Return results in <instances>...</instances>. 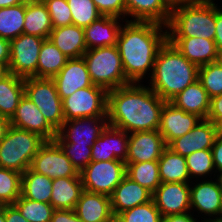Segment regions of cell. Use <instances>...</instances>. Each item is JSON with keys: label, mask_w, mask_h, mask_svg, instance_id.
<instances>
[{"label": "cell", "mask_w": 222, "mask_h": 222, "mask_svg": "<svg viewBox=\"0 0 222 222\" xmlns=\"http://www.w3.org/2000/svg\"><path fill=\"white\" fill-rule=\"evenodd\" d=\"M30 168L52 180L63 177H81L72 162L60 146L53 141H46L32 160Z\"/></svg>", "instance_id": "obj_12"}, {"label": "cell", "mask_w": 222, "mask_h": 222, "mask_svg": "<svg viewBox=\"0 0 222 222\" xmlns=\"http://www.w3.org/2000/svg\"><path fill=\"white\" fill-rule=\"evenodd\" d=\"M118 217L122 222H163V217L152 199L119 213Z\"/></svg>", "instance_id": "obj_40"}, {"label": "cell", "mask_w": 222, "mask_h": 222, "mask_svg": "<svg viewBox=\"0 0 222 222\" xmlns=\"http://www.w3.org/2000/svg\"><path fill=\"white\" fill-rule=\"evenodd\" d=\"M163 222H198L191 213L170 215L163 218Z\"/></svg>", "instance_id": "obj_51"}, {"label": "cell", "mask_w": 222, "mask_h": 222, "mask_svg": "<svg viewBox=\"0 0 222 222\" xmlns=\"http://www.w3.org/2000/svg\"><path fill=\"white\" fill-rule=\"evenodd\" d=\"M12 127L39 134L46 141H53L57 131L47 122L40 109L24 94L10 119Z\"/></svg>", "instance_id": "obj_16"}, {"label": "cell", "mask_w": 222, "mask_h": 222, "mask_svg": "<svg viewBox=\"0 0 222 222\" xmlns=\"http://www.w3.org/2000/svg\"><path fill=\"white\" fill-rule=\"evenodd\" d=\"M24 1L25 0H0V8L16 6Z\"/></svg>", "instance_id": "obj_54"}, {"label": "cell", "mask_w": 222, "mask_h": 222, "mask_svg": "<svg viewBox=\"0 0 222 222\" xmlns=\"http://www.w3.org/2000/svg\"><path fill=\"white\" fill-rule=\"evenodd\" d=\"M159 130L129 134L126 163L158 161L166 148Z\"/></svg>", "instance_id": "obj_15"}, {"label": "cell", "mask_w": 222, "mask_h": 222, "mask_svg": "<svg viewBox=\"0 0 222 222\" xmlns=\"http://www.w3.org/2000/svg\"><path fill=\"white\" fill-rule=\"evenodd\" d=\"M52 29L51 18L43 0H26L23 33L47 39Z\"/></svg>", "instance_id": "obj_29"}, {"label": "cell", "mask_w": 222, "mask_h": 222, "mask_svg": "<svg viewBox=\"0 0 222 222\" xmlns=\"http://www.w3.org/2000/svg\"><path fill=\"white\" fill-rule=\"evenodd\" d=\"M52 183L51 178L36 173L29 167L22 173L21 195L27 199L50 204Z\"/></svg>", "instance_id": "obj_32"}, {"label": "cell", "mask_w": 222, "mask_h": 222, "mask_svg": "<svg viewBox=\"0 0 222 222\" xmlns=\"http://www.w3.org/2000/svg\"><path fill=\"white\" fill-rule=\"evenodd\" d=\"M45 142L37 133L11 126L0 142V167L24 173Z\"/></svg>", "instance_id": "obj_6"}, {"label": "cell", "mask_w": 222, "mask_h": 222, "mask_svg": "<svg viewBox=\"0 0 222 222\" xmlns=\"http://www.w3.org/2000/svg\"><path fill=\"white\" fill-rule=\"evenodd\" d=\"M216 62L222 66V50H218Z\"/></svg>", "instance_id": "obj_58"}, {"label": "cell", "mask_w": 222, "mask_h": 222, "mask_svg": "<svg viewBox=\"0 0 222 222\" xmlns=\"http://www.w3.org/2000/svg\"><path fill=\"white\" fill-rule=\"evenodd\" d=\"M222 8H218L216 4V31H215V44L218 50H222Z\"/></svg>", "instance_id": "obj_49"}, {"label": "cell", "mask_w": 222, "mask_h": 222, "mask_svg": "<svg viewBox=\"0 0 222 222\" xmlns=\"http://www.w3.org/2000/svg\"><path fill=\"white\" fill-rule=\"evenodd\" d=\"M191 210L197 209L199 213L208 214V216L217 215V217L202 220L201 222L215 221L222 209V191L216 180H206L190 187ZM194 207V208H193Z\"/></svg>", "instance_id": "obj_20"}, {"label": "cell", "mask_w": 222, "mask_h": 222, "mask_svg": "<svg viewBox=\"0 0 222 222\" xmlns=\"http://www.w3.org/2000/svg\"><path fill=\"white\" fill-rule=\"evenodd\" d=\"M68 59L49 38L44 39L37 64V78H53L66 65Z\"/></svg>", "instance_id": "obj_33"}, {"label": "cell", "mask_w": 222, "mask_h": 222, "mask_svg": "<svg viewBox=\"0 0 222 222\" xmlns=\"http://www.w3.org/2000/svg\"><path fill=\"white\" fill-rule=\"evenodd\" d=\"M50 204L55 210H74L84 187L81 177H63L53 180Z\"/></svg>", "instance_id": "obj_28"}, {"label": "cell", "mask_w": 222, "mask_h": 222, "mask_svg": "<svg viewBox=\"0 0 222 222\" xmlns=\"http://www.w3.org/2000/svg\"><path fill=\"white\" fill-rule=\"evenodd\" d=\"M22 174L0 167V206L14 204L21 196Z\"/></svg>", "instance_id": "obj_36"}, {"label": "cell", "mask_w": 222, "mask_h": 222, "mask_svg": "<svg viewBox=\"0 0 222 222\" xmlns=\"http://www.w3.org/2000/svg\"><path fill=\"white\" fill-rule=\"evenodd\" d=\"M10 127V119L0 116V142L4 139Z\"/></svg>", "instance_id": "obj_53"}, {"label": "cell", "mask_w": 222, "mask_h": 222, "mask_svg": "<svg viewBox=\"0 0 222 222\" xmlns=\"http://www.w3.org/2000/svg\"><path fill=\"white\" fill-rule=\"evenodd\" d=\"M164 2L166 3V5L168 6L170 10H173L180 6L195 4L198 1L197 0H164Z\"/></svg>", "instance_id": "obj_52"}, {"label": "cell", "mask_w": 222, "mask_h": 222, "mask_svg": "<svg viewBox=\"0 0 222 222\" xmlns=\"http://www.w3.org/2000/svg\"><path fill=\"white\" fill-rule=\"evenodd\" d=\"M83 222H105L112 215L110 196L84 190L74 209Z\"/></svg>", "instance_id": "obj_24"}, {"label": "cell", "mask_w": 222, "mask_h": 222, "mask_svg": "<svg viewBox=\"0 0 222 222\" xmlns=\"http://www.w3.org/2000/svg\"><path fill=\"white\" fill-rule=\"evenodd\" d=\"M50 222H83L74 210H54Z\"/></svg>", "instance_id": "obj_46"}, {"label": "cell", "mask_w": 222, "mask_h": 222, "mask_svg": "<svg viewBox=\"0 0 222 222\" xmlns=\"http://www.w3.org/2000/svg\"><path fill=\"white\" fill-rule=\"evenodd\" d=\"M107 94L106 89L97 85L78 89L62 100L65 121L107 116Z\"/></svg>", "instance_id": "obj_8"}, {"label": "cell", "mask_w": 222, "mask_h": 222, "mask_svg": "<svg viewBox=\"0 0 222 222\" xmlns=\"http://www.w3.org/2000/svg\"><path fill=\"white\" fill-rule=\"evenodd\" d=\"M44 38L22 33L10 41L9 73L37 77V64Z\"/></svg>", "instance_id": "obj_10"}, {"label": "cell", "mask_w": 222, "mask_h": 222, "mask_svg": "<svg viewBox=\"0 0 222 222\" xmlns=\"http://www.w3.org/2000/svg\"><path fill=\"white\" fill-rule=\"evenodd\" d=\"M217 135V125L212 121L202 119L190 132L174 139L167 147L187 157L196 151L211 150Z\"/></svg>", "instance_id": "obj_18"}, {"label": "cell", "mask_w": 222, "mask_h": 222, "mask_svg": "<svg viewBox=\"0 0 222 222\" xmlns=\"http://www.w3.org/2000/svg\"><path fill=\"white\" fill-rule=\"evenodd\" d=\"M219 175H217V182H218V185H219V188L221 189V191H222V170L221 171H219Z\"/></svg>", "instance_id": "obj_59"}, {"label": "cell", "mask_w": 222, "mask_h": 222, "mask_svg": "<svg viewBox=\"0 0 222 222\" xmlns=\"http://www.w3.org/2000/svg\"><path fill=\"white\" fill-rule=\"evenodd\" d=\"M67 3L72 15V24L78 27L86 28L102 16L93 0H67Z\"/></svg>", "instance_id": "obj_38"}, {"label": "cell", "mask_w": 222, "mask_h": 222, "mask_svg": "<svg viewBox=\"0 0 222 222\" xmlns=\"http://www.w3.org/2000/svg\"><path fill=\"white\" fill-rule=\"evenodd\" d=\"M190 178L209 175L214 172L213 155L211 150L193 152L185 157Z\"/></svg>", "instance_id": "obj_41"}, {"label": "cell", "mask_w": 222, "mask_h": 222, "mask_svg": "<svg viewBox=\"0 0 222 222\" xmlns=\"http://www.w3.org/2000/svg\"><path fill=\"white\" fill-rule=\"evenodd\" d=\"M102 16H126L125 0H93Z\"/></svg>", "instance_id": "obj_44"}, {"label": "cell", "mask_w": 222, "mask_h": 222, "mask_svg": "<svg viewBox=\"0 0 222 222\" xmlns=\"http://www.w3.org/2000/svg\"><path fill=\"white\" fill-rule=\"evenodd\" d=\"M80 176L84 190L110 196L126 176V163L121 160L91 162Z\"/></svg>", "instance_id": "obj_9"}, {"label": "cell", "mask_w": 222, "mask_h": 222, "mask_svg": "<svg viewBox=\"0 0 222 222\" xmlns=\"http://www.w3.org/2000/svg\"><path fill=\"white\" fill-rule=\"evenodd\" d=\"M207 120L212 121L216 125L222 121V94L211 98Z\"/></svg>", "instance_id": "obj_45"}, {"label": "cell", "mask_w": 222, "mask_h": 222, "mask_svg": "<svg viewBox=\"0 0 222 222\" xmlns=\"http://www.w3.org/2000/svg\"><path fill=\"white\" fill-rule=\"evenodd\" d=\"M152 200L162 217L190 213V184L161 183L152 193Z\"/></svg>", "instance_id": "obj_13"}, {"label": "cell", "mask_w": 222, "mask_h": 222, "mask_svg": "<svg viewBox=\"0 0 222 222\" xmlns=\"http://www.w3.org/2000/svg\"><path fill=\"white\" fill-rule=\"evenodd\" d=\"M217 133L222 137V121L217 124Z\"/></svg>", "instance_id": "obj_60"}, {"label": "cell", "mask_w": 222, "mask_h": 222, "mask_svg": "<svg viewBox=\"0 0 222 222\" xmlns=\"http://www.w3.org/2000/svg\"><path fill=\"white\" fill-rule=\"evenodd\" d=\"M161 183H190L185 157L166 147L158 160Z\"/></svg>", "instance_id": "obj_30"}, {"label": "cell", "mask_w": 222, "mask_h": 222, "mask_svg": "<svg viewBox=\"0 0 222 222\" xmlns=\"http://www.w3.org/2000/svg\"><path fill=\"white\" fill-rule=\"evenodd\" d=\"M125 8L126 16L133 17L130 21L154 22L166 26L171 15L164 0H125Z\"/></svg>", "instance_id": "obj_26"}, {"label": "cell", "mask_w": 222, "mask_h": 222, "mask_svg": "<svg viewBox=\"0 0 222 222\" xmlns=\"http://www.w3.org/2000/svg\"><path fill=\"white\" fill-rule=\"evenodd\" d=\"M118 17L101 16L84 28L87 50L117 45L121 24Z\"/></svg>", "instance_id": "obj_23"}, {"label": "cell", "mask_w": 222, "mask_h": 222, "mask_svg": "<svg viewBox=\"0 0 222 222\" xmlns=\"http://www.w3.org/2000/svg\"><path fill=\"white\" fill-rule=\"evenodd\" d=\"M13 205L29 222H50L55 210L54 207L49 203L27 199L22 195Z\"/></svg>", "instance_id": "obj_37"}, {"label": "cell", "mask_w": 222, "mask_h": 222, "mask_svg": "<svg viewBox=\"0 0 222 222\" xmlns=\"http://www.w3.org/2000/svg\"><path fill=\"white\" fill-rule=\"evenodd\" d=\"M198 2H213V0H197Z\"/></svg>", "instance_id": "obj_62"}, {"label": "cell", "mask_w": 222, "mask_h": 222, "mask_svg": "<svg viewBox=\"0 0 222 222\" xmlns=\"http://www.w3.org/2000/svg\"><path fill=\"white\" fill-rule=\"evenodd\" d=\"M165 102L149 86L139 83L109 90L108 124L128 134L159 130L160 114Z\"/></svg>", "instance_id": "obj_1"}, {"label": "cell", "mask_w": 222, "mask_h": 222, "mask_svg": "<svg viewBox=\"0 0 222 222\" xmlns=\"http://www.w3.org/2000/svg\"><path fill=\"white\" fill-rule=\"evenodd\" d=\"M126 176L151 193L161 184L158 161L126 163Z\"/></svg>", "instance_id": "obj_34"}, {"label": "cell", "mask_w": 222, "mask_h": 222, "mask_svg": "<svg viewBox=\"0 0 222 222\" xmlns=\"http://www.w3.org/2000/svg\"><path fill=\"white\" fill-rule=\"evenodd\" d=\"M125 22L118 36L117 47L126 78L131 83H140L147 72H153L157 54L168 40L167 29L163 31L166 26L154 22L127 19Z\"/></svg>", "instance_id": "obj_2"}, {"label": "cell", "mask_w": 222, "mask_h": 222, "mask_svg": "<svg viewBox=\"0 0 222 222\" xmlns=\"http://www.w3.org/2000/svg\"><path fill=\"white\" fill-rule=\"evenodd\" d=\"M24 94L40 109L47 122L58 131L64 123L62 99L52 78H24Z\"/></svg>", "instance_id": "obj_7"}, {"label": "cell", "mask_w": 222, "mask_h": 222, "mask_svg": "<svg viewBox=\"0 0 222 222\" xmlns=\"http://www.w3.org/2000/svg\"><path fill=\"white\" fill-rule=\"evenodd\" d=\"M216 4L197 2L171 10L167 37H200L214 40L216 31ZM170 31H169V30Z\"/></svg>", "instance_id": "obj_4"}, {"label": "cell", "mask_w": 222, "mask_h": 222, "mask_svg": "<svg viewBox=\"0 0 222 222\" xmlns=\"http://www.w3.org/2000/svg\"><path fill=\"white\" fill-rule=\"evenodd\" d=\"M198 69L167 40L155 59L149 86L160 98L169 102L198 80Z\"/></svg>", "instance_id": "obj_3"}, {"label": "cell", "mask_w": 222, "mask_h": 222, "mask_svg": "<svg viewBox=\"0 0 222 222\" xmlns=\"http://www.w3.org/2000/svg\"><path fill=\"white\" fill-rule=\"evenodd\" d=\"M52 79L62 100L78 89L94 85L83 57L68 59L66 65Z\"/></svg>", "instance_id": "obj_19"}, {"label": "cell", "mask_w": 222, "mask_h": 222, "mask_svg": "<svg viewBox=\"0 0 222 222\" xmlns=\"http://www.w3.org/2000/svg\"><path fill=\"white\" fill-rule=\"evenodd\" d=\"M9 74V65H0V80Z\"/></svg>", "instance_id": "obj_55"}, {"label": "cell", "mask_w": 222, "mask_h": 222, "mask_svg": "<svg viewBox=\"0 0 222 222\" xmlns=\"http://www.w3.org/2000/svg\"><path fill=\"white\" fill-rule=\"evenodd\" d=\"M177 50L198 67L216 62L218 49L214 40L200 37H167Z\"/></svg>", "instance_id": "obj_21"}, {"label": "cell", "mask_w": 222, "mask_h": 222, "mask_svg": "<svg viewBox=\"0 0 222 222\" xmlns=\"http://www.w3.org/2000/svg\"><path fill=\"white\" fill-rule=\"evenodd\" d=\"M46 4L53 28L72 24V15L67 0H43Z\"/></svg>", "instance_id": "obj_42"}, {"label": "cell", "mask_w": 222, "mask_h": 222, "mask_svg": "<svg viewBox=\"0 0 222 222\" xmlns=\"http://www.w3.org/2000/svg\"><path fill=\"white\" fill-rule=\"evenodd\" d=\"M198 80L210 98L222 94V66L217 62L200 66Z\"/></svg>", "instance_id": "obj_39"}, {"label": "cell", "mask_w": 222, "mask_h": 222, "mask_svg": "<svg viewBox=\"0 0 222 222\" xmlns=\"http://www.w3.org/2000/svg\"><path fill=\"white\" fill-rule=\"evenodd\" d=\"M26 0L16 6L0 8V37L13 40L23 33Z\"/></svg>", "instance_id": "obj_35"}, {"label": "cell", "mask_w": 222, "mask_h": 222, "mask_svg": "<svg viewBox=\"0 0 222 222\" xmlns=\"http://www.w3.org/2000/svg\"><path fill=\"white\" fill-rule=\"evenodd\" d=\"M219 216L220 217H218L214 222H222V209H221V213Z\"/></svg>", "instance_id": "obj_61"}, {"label": "cell", "mask_w": 222, "mask_h": 222, "mask_svg": "<svg viewBox=\"0 0 222 222\" xmlns=\"http://www.w3.org/2000/svg\"><path fill=\"white\" fill-rule=\"evenodd\" d=\"M129 134L107 125L92 145L91 162L121 160L126 163Z\"/></svg>", "instance_id": "obj_17"}, {"label": "cell", "mask_w": 222, "mask_h": 222, "mask_svg": "<svg viewBox=\"0 0 222 222\" xmlns=\"http://www.w3.org/2000/svg\"><path fill=\"white\" fill-rule=\"evenodd\" d=\"M0 222H6V219L4 216V205L0 206Z\"/></svg>", "instance_id": "obj_57"}, {"label": "cell", "mask_w": 222, "mask_h": 222, "mask_svg": "<svg viewBox=\"0 0 222 222\" xmlns=\"http://www.w3.org/2000/svg\"><path fill=\"white\" fill-rule=\"evenodd\" d=\"M4 216L6 222H29L27 221L13 205H4Z\"/></svg>", "instance_id": "obj_48"}, {"label": "cell", "mask_w": 222, "mask_h": 222, "mask_svg": "<svg viewBox=\"0 0 222 222\" xmlns=\"http://www.w3.org/2000/svg\"><path fill=\"white\" fill-rule=\"evenodd\" d=\"M213 155V164L216 169L215 172L222 170V137L217 135L215 142L211 148Z\"/></svg>", "instance_id": "obj_47"}, {"label": "cell", "mask_w": 222, "mask_h": 222, "mask_svg": "<svg viewBox=\"0 0 222 222\" xmlns=\"http://www.w3.org/2000/svg\"><path fill=\"white\" fill-rule=\"evenodd\" d=\"M10 41L0 37V65H9Z\"/></svg>", "instance_id": "obj_50"}, {"label": "cell", "mask_w": 222, "mask_h": 222, "mask_svg": "<svg viewBox=\"0 0 222 222\" xmlns=\"http://www.w3.org/2000/svg\"><path fill=\"white\" fill-rule=\"evenodd\" d=\"M107 125V116L84 117L64 121L61 128L57 131L54 141L58 145L92 147Z\"/></svg>", "instance_id": "obj_11"}, {"label": "cell", "mask_w": 222, "mask_h": 222, "mask_svg": "<svg viewBox=\"0 0 222 222\" xmlns=\"http://www.w3.org/2000/svg\"><path fill=\"white\" fill-rule=\"evenodd\" d=\"M82 57L94 85L109 91L131 84L125 76L117 45L86 50Z\"/></svg>", "instance_id": "obj_5"}, {"label": "cell", "mask_w": 222, "mask_h": 222, "mask_svg": "<svg viewBox=\"0 0 222 222\" xmlns=\"http://www.w3.org/2000/svg\"><path fill=\"white\" fill-rule=\"evenodd\" d=\"M49 39L69 59L80 58L87 50L84 28L74 24L53 28Z\"/></svg>", "instance_id": "obj_25"}, {"label": "cell", "mask_w": 222, "mask_h": 222, "mask_svg": "<svg viewBox=\"0 0 222 222\" xmlns=\"http://www.w3.org/2000/svg\"><path fill=\"white\" fill-rule=\"evenodd\" d=\"M151 199V192L125 176L110 195L112 213L118 215L127 209L149 202Z\"/></svg>", "instance_id": "obj_22"}, {"label": "cell", "mask_w": 222, "mask_h": 222, "mask_svg": "<svg viewBox=\"0 0 222 222\" xmlns=\"http://www.w3.org/2000/svg\"><path fill=\"white\" fill-rule=\"evenodd\" d=\"M105 222H122V220L118 217V215H112L108 220Z\"/></svg>", "instance_id": "obj_56"}, {"label": "cell", "mask_w": 222, "mask_h": 222, "mask_svg": "<svg viewBox=\"0 0 222 222\" xmlns=\"http://www.w3.org/2000/svg\"><path fill=\"white\" fill-rule=\"evenodd\" d=\"M201 120L198 115L187 113L171 102H165L160 114L159 133L168 146L174 139L190 132Z\"/></svg>", "instance_id": "obj_14"}, {"label": "cell", "mask_w": 222, "mask_h": 222, "mask_svg": "<svg viewBox=\"0 0 222 222\" xmlns=\"http://www.w3.org/2000/svg\"><path fill=\"white\" fill-rule=\"evenodd\" d=\"M67 158L80 173L91 163V146L81 145H59Z\"/></svg>", "instance_id": "obj_43"}, {"label": "cell", "mask_w": 222, "mask_h": 222, "mask_svg": "<svg viewBox=\"0 0 222 222\" xmlns=\"http://www.w3.org/2000/svg\"><path fill=\"white\" fill-rule=\"evenodd\" d=\"M24 96V78L9 73L0 80V116L11 119Z\"/></svg>", "instance_id": "obj_31"}, {"label": "cell", "mask_w": 222, "mask_h": 222, "mask_svg": "<svg viewBox=\"0 0 222 222\" xmlns=\"http://www.w3.org/2000/svg\"><path fill=\"white\" fill-rule=\"evenodd\" d=\"M210 101L211 98L207 91L203 88L201 82L196 80L169 102L187 113H193L202 119H207L210 111Z\"/></svg>", "instance_id": "obj_27"}]
</instances>
